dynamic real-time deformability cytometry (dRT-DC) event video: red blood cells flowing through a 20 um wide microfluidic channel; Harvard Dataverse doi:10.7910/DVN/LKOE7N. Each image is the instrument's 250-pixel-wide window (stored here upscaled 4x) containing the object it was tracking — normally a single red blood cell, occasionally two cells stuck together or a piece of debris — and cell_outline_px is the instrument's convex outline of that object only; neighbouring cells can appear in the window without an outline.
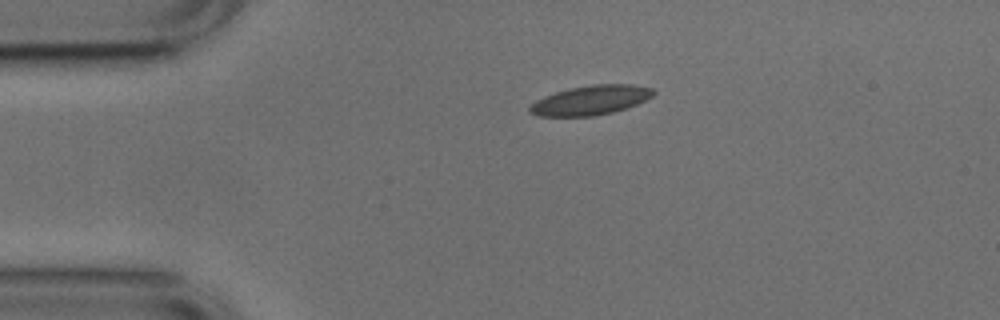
{"species": "common noctule bat (a hibernating species)", "species_latin": "Nyctalus noctula", "temperature_condition": "cold", "stored_images_in_passage": 43, "camera_frame_rate_fps": 3000, "um_per_image_px": 0.085, "animal": {"sex": "male", "body_mass_g": 17.9, "forearm_length_mm": 54.2}, "frame": {"image": 1, "passage_image": 1, "time_ms": 0.0, "image_size_px": [1000, 320], "cell_outline_px": [[656, 92], [652, 96], [636, 104], [612, 112], [596, 116], [540, 116], [528, 112], [528, 108], [536, 100], [544, 96], [568, 88], [592, 84], [632, 84], [652, 88]], "centroid_in_image_um": [50.19, 8.51], "position_along_channel_um": 34.8, "area_um2": 21.15}}
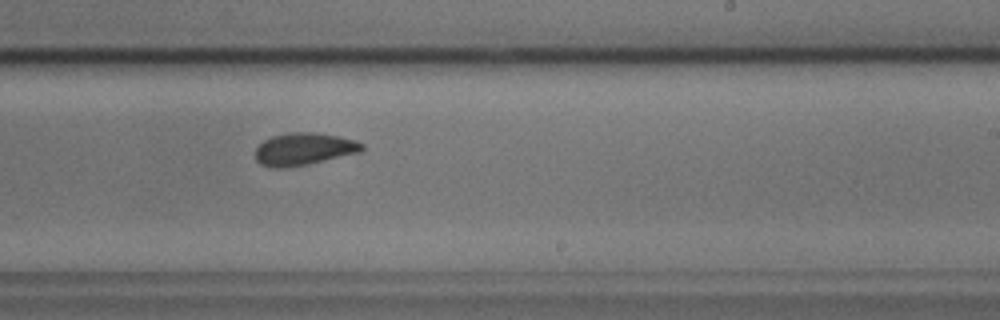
{"frame": {"image": 2, "passage_image": 22, "time_ms": 7.0, "image_size_px": [1000, 320], "cell_outline_px": [[364, 148], [360, 152], [308, 164], [280, 168], [272, 168], [260, 164], [256, 160], [256, 148], [264, 140], [272, 136], [292, 132], [312, 132], [340, 136], [356, 140], [364, 144]], "centroid_in_image_um": [25.84, 12.66], "position_along_channel_um": 263.2, "area_um2": 20.06}}
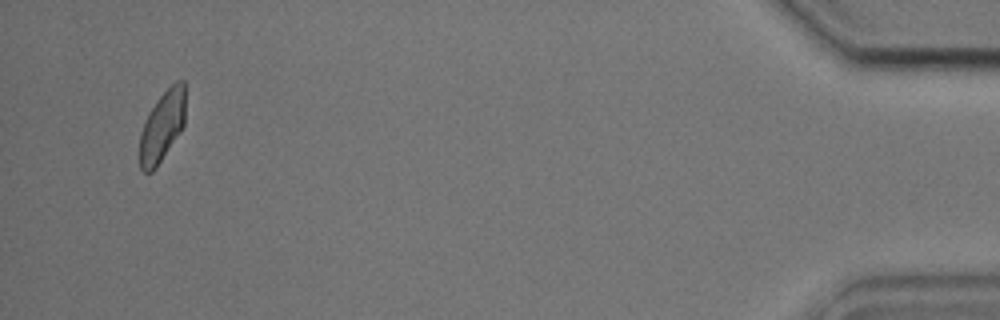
{"frame": {"image": 3, "passage_image": 41, "time_ms": 13.333, "image_size_px": [1000, 320], "cell_outline_px": [[184, 124], [156, 168], [152, 172], [144, 172], [140, 168], [140, 132], [152, 108], [160, 96], [176, 80], [184, 80]], "centroid_in_image_um": [13.78, 10.74], "position_along_channel_um": 421.4, "area_um2": 18.21}, "authors_computed_cell_mechanics": {"area_um2": 20.0566, "velocity_mm_per_s": 3.7561, "shape_relaxation_time_tau1_ms": 4.2981, "shape_relaxation_time_tau2_ms": 1.4964, "deformation_change_tau1": 0.0929, "deformation_change_tau2": 0.0545}}